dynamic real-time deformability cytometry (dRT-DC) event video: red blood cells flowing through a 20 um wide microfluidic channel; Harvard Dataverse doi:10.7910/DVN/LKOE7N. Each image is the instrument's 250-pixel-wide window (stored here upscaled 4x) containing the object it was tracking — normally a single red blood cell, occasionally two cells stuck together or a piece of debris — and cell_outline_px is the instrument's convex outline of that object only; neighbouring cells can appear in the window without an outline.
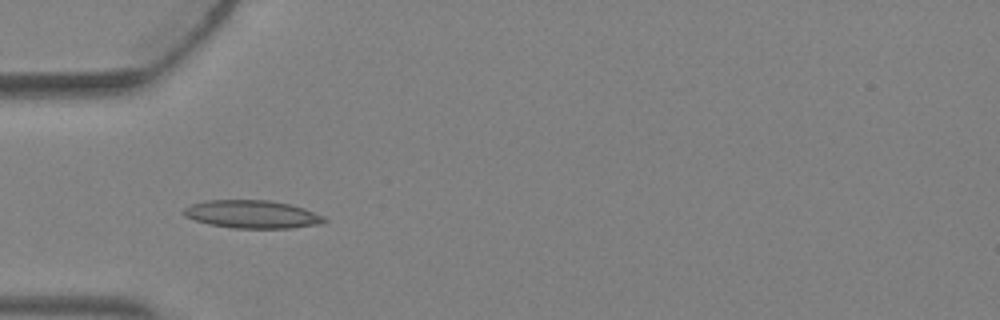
{"species": "Egyptian fruit bat (a non-hibernating species)", "species_latin": "Rousettus aegyptiacus", "temperature_condition": "warm", "stored_images_in_passage": 2, "camera_frame_rate_fps": 3000, "um_per_image_px": 0.085, "animal": {"sex": "female"}, "frame": {"image": 1, "passage_image": 2, "time_ms": 0.333, "image_size_px": [1000, 320], "cell_outline_px": [[328, 220], [320, 224], [292, 228], [232, 228], [212, 224], [196, 220], [184, 216], [180, 212], [188, 204], [208, 200], [268, 200], [292, 204], [304, 208], [324, 216]], "centroid_in_image_um": [21.43, 18.2], "position_along_channel_um": 63.6, "area_um2": 23.06}}